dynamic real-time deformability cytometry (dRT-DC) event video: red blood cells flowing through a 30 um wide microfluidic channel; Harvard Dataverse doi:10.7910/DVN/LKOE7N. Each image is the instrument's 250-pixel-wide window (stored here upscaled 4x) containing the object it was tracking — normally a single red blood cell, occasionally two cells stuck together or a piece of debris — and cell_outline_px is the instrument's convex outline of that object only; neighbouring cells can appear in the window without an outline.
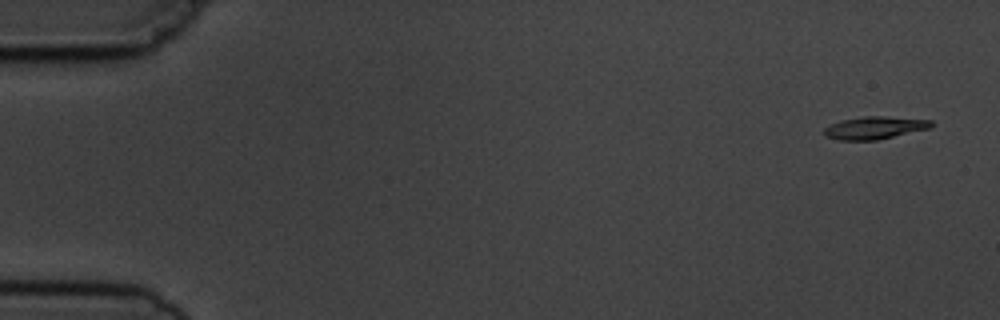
{"species": "common noctule bat (a hibernating species)", "species_latin": "Nyctalus noctula", "temperature_condition": "cold", "stored_images_in_passage": 5, "camera_frame_rate_fps": 3000, "um_per_image_px": 0.085, "animal": {"sex": "male", "body_mass_g": 19.5, "forearm_length_mm": 54.6}, "frame": {"image": 1, "passage_image": 1, "time_ms": 0.0, "image_size_px": [1000, 320], "cell_outline_px": [[932, 124], [928, 128], [876, 140], [840, 140], [824, 136], [824, 128], [840, 120], [864, 116], [884, 116], [932, 120]], "centroid_in_image_um": [74.29, 10.85], "position_along_channel_um": 10.7, "area_um2": 13.87}}
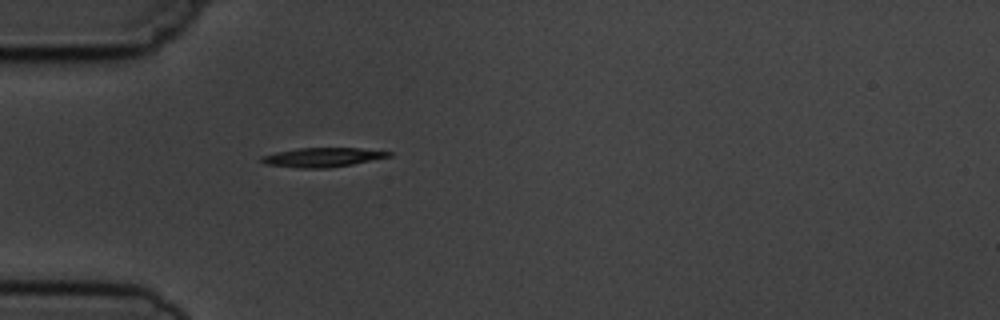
{"frame": {"image": 2, "passage_image": 5, "time_ms": 4.667, "image_size_px": [1000, 320], "cell_outline_px": [[392, 156], [352, 164], [328, 168], [300, 168], [264, 164], [260, 160], [260, 156], [276, 152], [296, 148], [360, 148], [392, 152]], "centroid_in_image_um": [27.38, 13.37], "position_along_channel_um": 57.6, "area_um2": 14.28}}